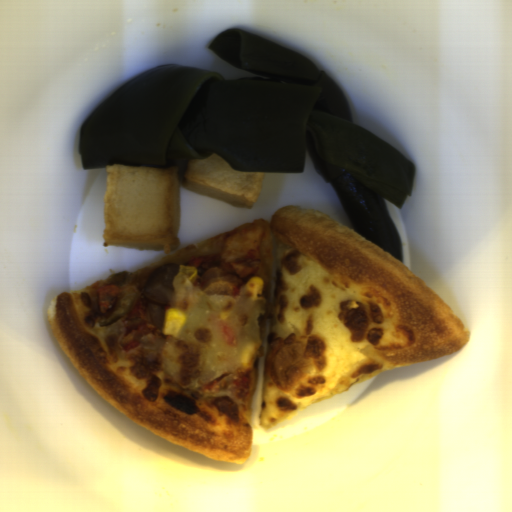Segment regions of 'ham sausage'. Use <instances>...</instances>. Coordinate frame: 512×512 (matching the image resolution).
I'll list each match as a JSON object with an SVG mask.
<instances>
[{
	"label": "ham sausage",
	"mask_w": 512,
	"mask_h": 512,
	"mask_svg": "<svg viewBox=\"0 0 512 512\" xmlns=\"http://www.w3.org/2000/svg\"><path fill=\"white\" fill-rule=\"evenodd\" d=\"M179 268L172 264L155 267L147 276L142 296L146 302L145 318L154 327L164 330L166 313L174 308L173 279Z\"/></svg>",
	"instance_id": "1"
},
{
	"label": "ham sausage",
	"mask_w": 512,
	"mask_h": 512,
	"mask_svg": "<svg viewBox=\"0 0 512 512\" xmlns=\"http://www.w3.org/2000/svg\"><path fill=\"white\" fill-rule=\"evenodd\" d=\"M199 291L212 296L234 297L242 280L223 256H214L205 261L197 270L193 279Z\"/></svg>",
	"instance_id": "2"
}]
</instances>
